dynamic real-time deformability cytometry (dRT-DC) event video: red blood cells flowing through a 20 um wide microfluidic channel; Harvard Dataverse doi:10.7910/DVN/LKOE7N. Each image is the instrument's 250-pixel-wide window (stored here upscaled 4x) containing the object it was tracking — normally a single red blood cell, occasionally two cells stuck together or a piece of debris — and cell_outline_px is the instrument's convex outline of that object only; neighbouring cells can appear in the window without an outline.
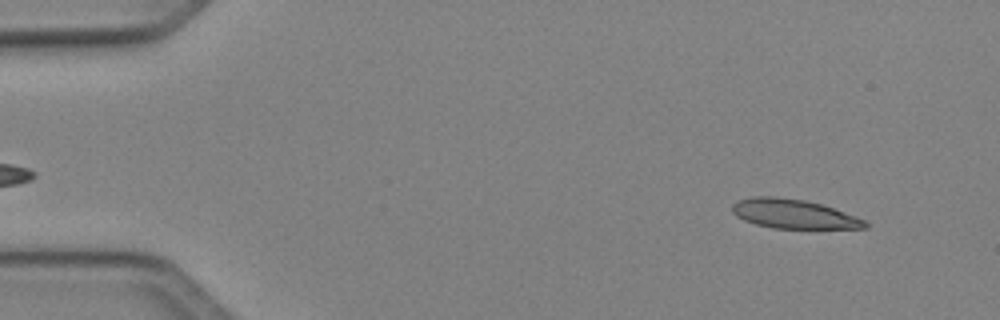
{"species": "Egyptian fruit bat (a non-hibernating species)", "species_latin": "Rousettus aegyptiacus", "temperature_condition": "cold", "stored_images_in_passage": 30, "camera_frame_rate_fps": 3000, "um_per_image_px": 0.085, "animal": {"sex": "female"}, "frame": {"image": 1, "passage_image": 4, "time_ms": 1.0, "image_size_px": [1000, 320], "cell_outline_px": [[868, 228], [772, 228], [756, 224], [744, 220], [736, 216], [732, 212], [732, 204], [740, 200], [752, 196], [776, 196], [804, 200], [820, 204], [856, 216], [864, 220], [868, 224]], "centroid_in_image_um": [67.43, 18.18], "position_along_channel_um": 17.6, "area_um2": 22.43}}
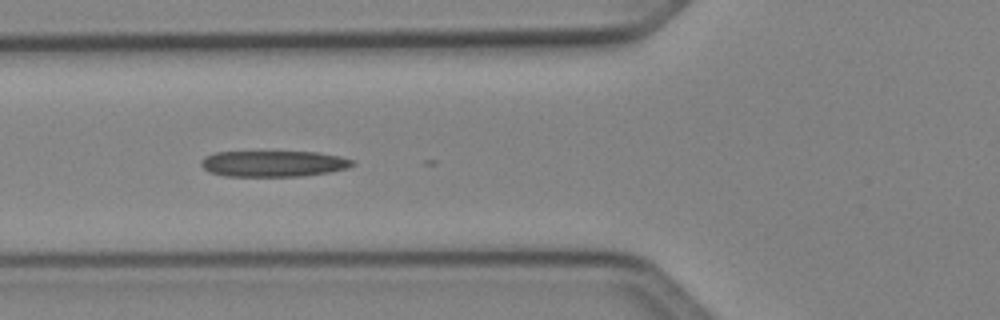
{"frame": {"image": 2, "passage_image": 18, "time_ms": 5.667, "image_size_px": [1000, 320], "cell_outline_px": [[356, 164], [348, 168], [328, 172], [300, 176], [224, 176], [208, 172], [200, 164], [200, 160], [204, 156], [216, 152], [316, 152], [340, 156], [356, 160]], "centroid_in_image_um": [23.24, 13.91], "position_along_channel_um": 102.6, "area_um2": 23.12}}
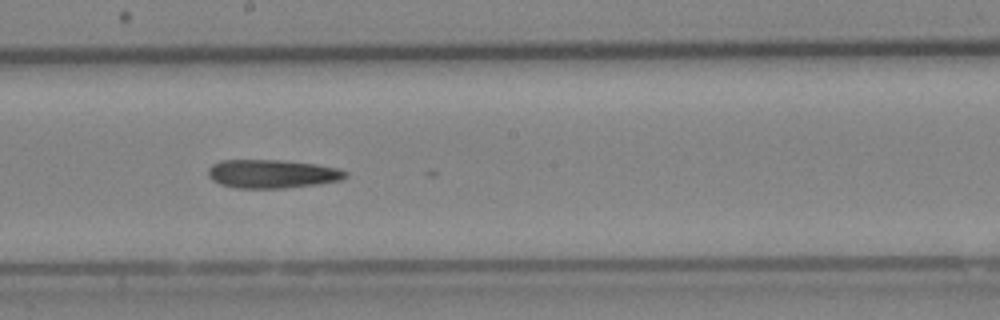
{"frame": {"image": 3, "passage_image": 27, "time_ms": 8.667, "image_size_px": [1000, 320], "cell_outline_px": [[348, 176], [340, 180], [320, 184], [284, 188], [236, 188], [220, 184], [212, 180], [208, 176], [208, 168], [212, 164], [220, 160], [280, 160], [316, 164], [336, 168], [348, 172]], "centroid_in_image_um": [23.11, 14.78], "position_along_channel_um": 225.1, "area_um2": 22.95}}